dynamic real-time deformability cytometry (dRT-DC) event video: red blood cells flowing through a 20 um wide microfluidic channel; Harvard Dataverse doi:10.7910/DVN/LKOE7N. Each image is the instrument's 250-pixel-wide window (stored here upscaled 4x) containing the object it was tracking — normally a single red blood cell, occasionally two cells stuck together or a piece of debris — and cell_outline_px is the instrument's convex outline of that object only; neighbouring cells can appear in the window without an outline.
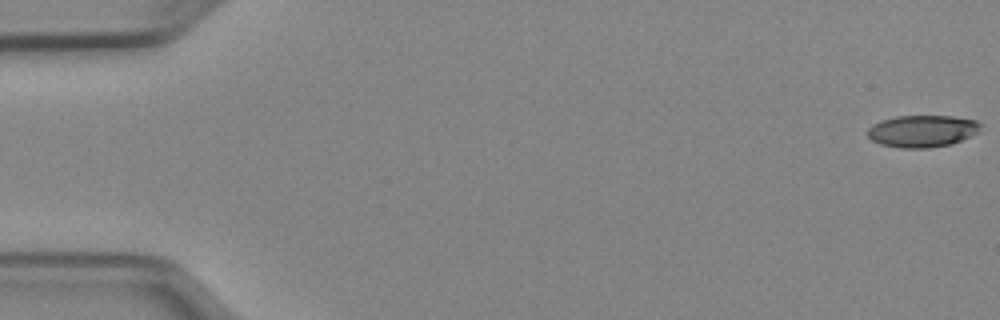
{"species": "Egyptian fruit bat (a non-hibernating species)", "species_latin": "Rousettus aegyptiacus", "temperature_condition": "cold", "stored_images_in_passage": 50, "camera_frame_rate_fps": 3000, "um_per_image_px": 0.085, "animal": {"sex": "female"}, "frame": {"image": 1, "passage_image": 1, "time_ms": 0.0, "image_size_px": [1000, 320], "cell_outline_px": [[980, 124], [976, 132], [972, 136], [952, 144], [928, 148], [900, 148], [880, 144], [872, 140], [868, 136], [868, 128], [872, 124], [880, 120], [896, 116], [952, 116], [976, 120]], "centroid_in_image_um": [78.36, 11.14], "position_along_channel_um": 6.6, "area_um2": 21.1}}
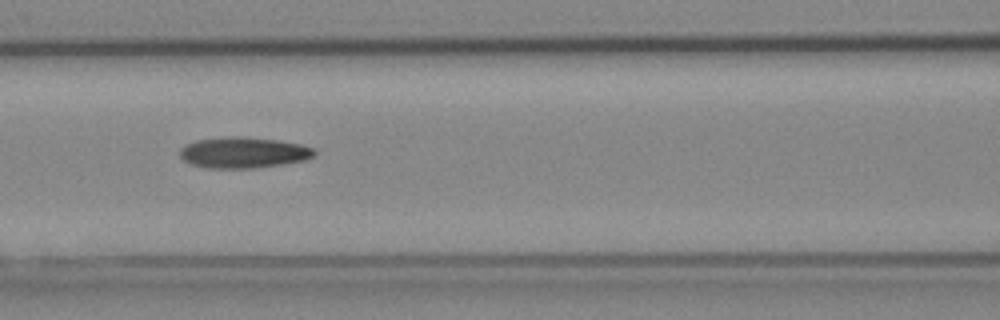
{"frame": {"image": 2, "passage_image": 23, "time_ms": 7.333, "image_size_px": [1000, 320], "cell_outline_px": [[316, 152], [312, 156], [304, 160], [280, 164], [252, 168], [204, 168], [192, 164], [184, 160], [180, 156], [180, 148], [184, 144], [196, 140], [224, 136], [244, 136], [276, 140], [300, 144], [316, 148]], "centroid_in_image_um": [20.65, 12.95], "position_along_channel_um": 145.9, "area_um2": 24.33}}
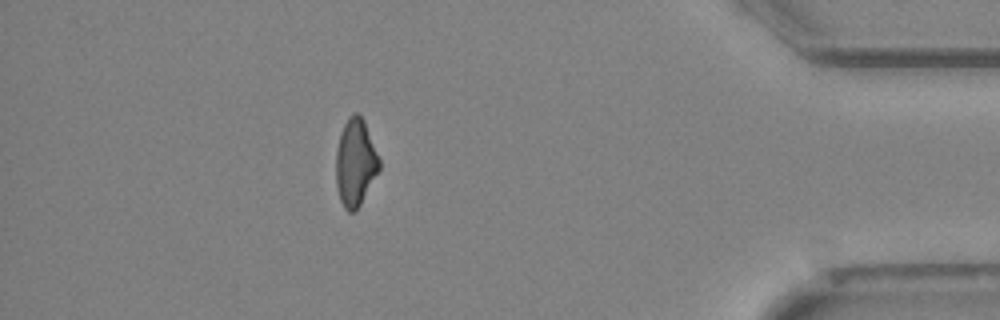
{"frame": {"image": 3, "passage_image": 46, "time_ms": 15.0, "image_size_px": [1000, 320], "cell_outline_px": [[380, 168], [356, 212], [348, 212], [344, 208], [340, 200], [336, 184], [336, 152], [340, 132], [348, 116], [352, 112], [356, 112], [364, 120], [380, 160]], "centroid_in_image_um": [30.19, 13.81], "position_along_channel_um": 405.0, "area_um2": 22.02}}